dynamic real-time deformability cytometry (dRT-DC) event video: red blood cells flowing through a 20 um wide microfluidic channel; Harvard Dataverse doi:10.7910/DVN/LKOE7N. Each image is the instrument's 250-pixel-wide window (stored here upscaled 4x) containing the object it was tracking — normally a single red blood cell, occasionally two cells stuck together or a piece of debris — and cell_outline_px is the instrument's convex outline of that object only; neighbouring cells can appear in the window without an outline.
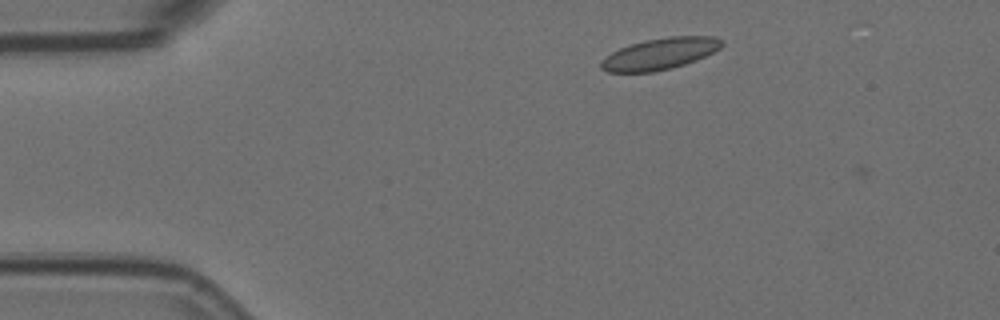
{"species": "Egyptian fruit bat (a non-hibernating species)", "species_latin": "Rousettus aegyptiacus", "temperature_condition": "room temperature", "stored_images_in_passage": 2, "camera_frame_rate_fps": 3000, "um_per_image_px": 0.085, "animal": {"sex": "female"}, "frame": {"image": 1, "passage_image": 1, "time_ms": 0.0, "image_size_px": [1000, 320], "cell_outline_px": [[724, 44], [720, 48], [696, 60], [672, 68], [652, 72], [608, 72], [600, 68], [600, 60], [612, 52], [628, 44], [644, 40], [668, 36], [716, 36], [724, 40]], "centroid_in_image_um": [56.09, 4.56], "position_along_channel_um": 28.9, "area_um2": 22.31}}